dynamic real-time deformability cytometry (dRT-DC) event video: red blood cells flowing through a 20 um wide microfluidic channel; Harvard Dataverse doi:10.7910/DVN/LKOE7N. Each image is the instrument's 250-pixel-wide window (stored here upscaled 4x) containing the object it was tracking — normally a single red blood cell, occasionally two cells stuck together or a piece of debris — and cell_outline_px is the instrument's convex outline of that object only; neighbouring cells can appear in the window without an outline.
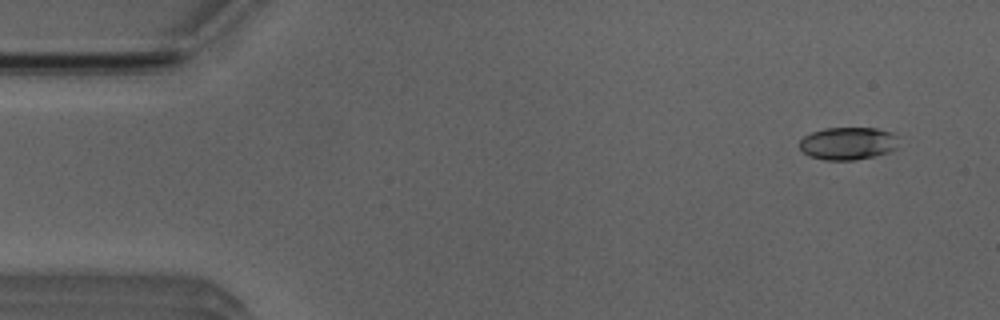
{"species": "Egyptian fruit bat (a non-hibernating species)", "species_latin": "Rousettus aegyptiacus", "temperature_condition": "room temperature", "stored_images_in_passage": 4, "camera_frame_rate_fps": 3000, "um_per_image_px": 0.085, "animal": {"sex": "male"}, "frame": {"image": 1, "passage_image": 2, "time_ms": 1.0, "image_size_px": [1000, 320], "cell_outline_px": [[896, 148], [888, 152], [856, 160], [824, 160], [808, 156], [800, 148], [800, 140], [804, 136], [812, 132], [824, 128], [876, 128], [892, 132], [896, 136]], "centroid_in_image_um": [72.04, 12.19], "position_along_channel_um": 13.0, "area_um2": 18.79}}
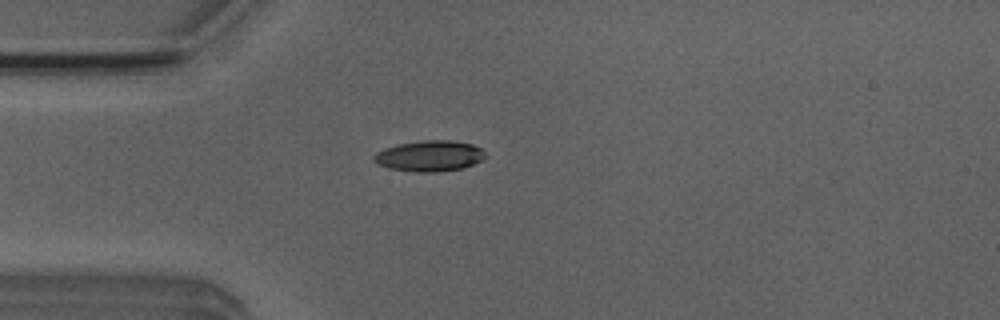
{"frame": {"image": 2, "passage_image": 4, "time_ms": 4.333, "image_size_px": [1000, 320], "cell_outline_px": [[484, 156], [480, 160], [464, 168], [436, 172], [416, 172], [388, 168], [376, 164], [372, 160], [372, 156], [376, 152], [384, 148], [400, 144], [424, 140], [452, 140], [472, 144], [480, 148], [484, 152]], "centroid_in_image_um": [36.45, 13.26], "position_along_channel_um": 48.5, "area_um2": 20.0}}